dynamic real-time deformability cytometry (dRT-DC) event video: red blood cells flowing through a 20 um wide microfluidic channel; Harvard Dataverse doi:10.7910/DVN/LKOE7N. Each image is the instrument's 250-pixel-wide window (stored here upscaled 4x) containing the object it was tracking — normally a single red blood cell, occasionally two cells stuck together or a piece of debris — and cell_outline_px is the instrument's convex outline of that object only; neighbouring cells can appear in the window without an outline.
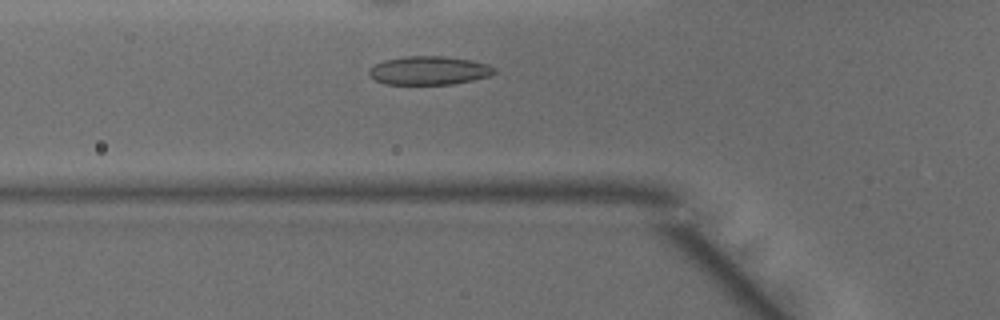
{"species": "common noctule bat (a hibernating species)", "species_latin": "Nyctalus noctula", "temperature_condition": "warm", "stored_images_in_passage": 42, "camera_frame_rate_fps": 3000, "um_per_image_px": 0.085, "animal": {"sex": "male", "body_mass_g": 15.6}, "frame": {"image": 1, "passage_image": 10, "time_ms": 3.0, "image_size_px": [1000, 320], "cell_outline_px": [[496, 72], [488, 76], [472, 80], [452, 84], [384, 84], [376, 80], [368, 72], [368, 68], [384, 60], [404, 56], [444, 56], [468, 60], [488, 64], [496, 68]], "centroid_in_image_um": [36.46, 5.99], "position_along_channel_um": 89.3, "area_um2": 20.75}}
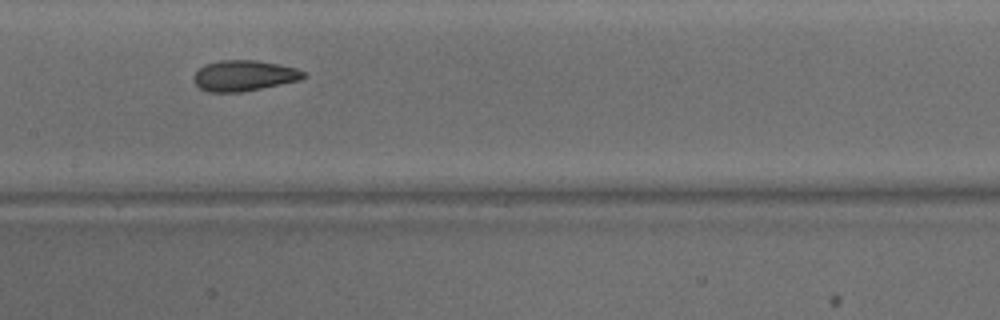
{"frame": {"image": 2, "passage_image": 17, "time_ms": 5.333, "image_size_px": [1000, 320], "cell_outline_px": [[308, 76], [300, 80], [240, 92], [208, 92], [200, 88], [192, 80], [192, 76], [204, 64], [220, 60], [256, 60], [280, 64], [296, 68], [308, 72]], "centroid_in_image_um": [20.75, 6.42], "position_along_channel_um": 186.6, "area_um2": 19.83}}
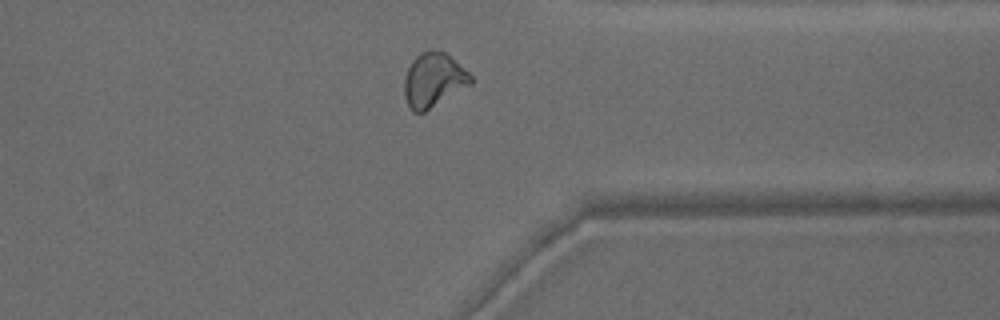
{"frame": {"image": 3, "passage_image": 31, "time_ms": 10.0, "image_size_px": [1000, 320], "cell_outline_px": [[472, 84], [424, 112], [412, 112], [404, 96], [404, 80], [408, 68], [412, 60], [420, 52], [444, 52], [468, 72], [472, 76]], "centroid_in_image_um": [36.83, 6.83], "position_along_channel_um": 374.6, "area_um2": 20.58}, "authors_computed_cell_mechanics": {"area_um2": 20.5479, "velocity_mm_per_s": 4.1367, "shape_relaxation_time_tau1_ms": 8.7423, "shape_relaxation_time_tau2_ms": 1.3567, "deformation_change_tau1": 0.2006, "deformation_change_tau2": 0.0649}}